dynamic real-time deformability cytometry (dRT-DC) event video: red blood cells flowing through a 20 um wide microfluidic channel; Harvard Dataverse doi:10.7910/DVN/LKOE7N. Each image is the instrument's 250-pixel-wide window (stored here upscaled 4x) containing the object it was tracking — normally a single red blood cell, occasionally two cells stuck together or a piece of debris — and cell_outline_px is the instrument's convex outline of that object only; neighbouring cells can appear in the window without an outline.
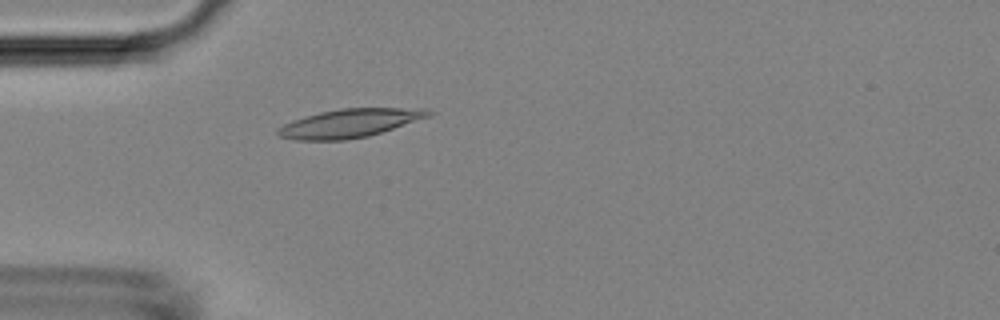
{"species": "Egyptian fruit bat (a non-hibernating species)", "species_latin": "Rousettus aegyptiacus", "temperature_condition": "room temperature", "stored_images_in_passage": 4, "camera_frame_rate_fps": 3000, "um_per_image_px": 0.085, "animal": {"sex": "female"}, "frame": {"image": 1, "passage_image": 4, "time_ms": 4.333, "image_size_px": [1000, 320], "cell_outline_px": [[436, 112], [428, 116], [368, 136], [344, 140], [296, 140], [280, 136], [276, 132], [276, 128], [292, 120], [304, 116], [320, 112], [340, 108], [428, 108]], "centroid_in_image_um": [29.68, 10.46], "position_along_channel_um": 55.3, "area_um2": 24.85}}